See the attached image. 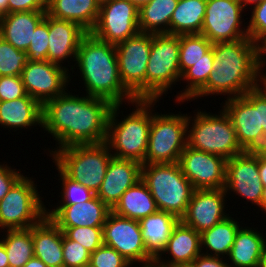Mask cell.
Returning a JSON list of instances; mask_svg holds the SVG:
<instances>
[{
    "mask_svg": "<svg viewBox=\"0 0 266 267\" xmlns=\"http://www.w3.org/2000/svg\"><path fill=\"white\" fill-rule=\"evenodd\" d=\"M260 267H266V244L264 245Z\"/></svg>",
    "mask_w": 266,
    "mask_h": 267,
    "instance_id": "58",
    "label": "cell"
},
{
    "mask_svg": "<svg viewBox=\"0 0 266 267\" xmlns=\"http://www.w3.org/2000/svg\"><path fill=\"white\" fill-rule=\"evenodd\" d=\"M92 267H133L117 250L102 244L91 253Z\"/></svg>",
    "mask_w": 266,
    "mask_h": 267,
    "instance_id": "41",
    "label": "cell"
},
{
    "mask_svg": "<svg viewBox=\"0 0 266 267\" xmlns=\"http://www.w3.org/2000/svg\"><path fill=\"white\" fill-rule=\"evenodd\" d=\"M236 215L237 213L235 218L233 217L234 214L231 213L225 220L200 233L202 254L225 259L228 257L239 228L245 224L244 219L240 221L241 216L237 218Z\"/></svg>",
    "mask_w": 266,
    "mask_h": 267,
    "instance_id": "30",
    "label": "cell"
},
{
    "mask_svg": "<svg viewBox=\"0 0 266 267\" xmlns=\"http://www.w3.org/2000/svg\"><path fill=\"white\" fill-rule=\"evenodd\" d=\"M59 228L68 239L80 243L91 253L104 244L102 227L79 226Z\"/></svg>",
    "mask_w": 266,
    "mask_h": 267,
    "instance_id": "39",
    "label": "cell"
},
{
    "mask_svg": "<svg viewBox=\"0 0 266 267\" xmlns=\"http://www.w3.org/2000/svg\"><path fill=\"white\" fill-rule=\"evenodd\" d=\"M72 92V88L68 89L42 105L41 132L48 133L50 139L55 140V147L50 144L51 150L49 147L43 149L49 157L65 146L106 141L113 104L103 98L85 95L84 91L76 95Z\"/></svg>",
    "mask_w": 266,
    "mask_h": 267,
    "instance_id": "1",
    "label": "cell"
},
{
    "mask_svg": "<svg viewBox=\"0 0 266 267\" xmlns=\"http://www.w3.org/2000/svg\"><path fill=\"white\" fill-rule=\"evenodd\" d=\"M207 1L179 0L170 20V34H200Z\"/></svg>",
    "mask_w": 266,
    "mask_h": 267,
    "instance_id": "33",
    "label": "cell"
},
{
    "mask_svg": "<svg viewBox=\"0 0 266 267\" xmlns=\"http://www.w3.org/2000/svg\"><path fill=\"white\" fill-rule=\"evenodd\" d=\"M164 267H191L190 265H180V266H164Z\"/></svg>",
    "mask_w": 266,
    "mask_h": 267,
    "instance_id": "61",
    "label": "cell"
},
{
    "mask_svg": "<svg viewBox=\"0 0 266 267\" xmlns=\"http://www.w3.org/2000/svg\"><path fill=\"white\" fill-rule=\"evenodd\" d=\"M179 57V35L152 34L146 68V100L164 102L163 96H167L169 90L173 92L181 78Z\"/></svg>",
    "mask_w": 266,
    "mask_h": 267,
    "instance_id": "10",
    "label": "cell"
},
{
    "mask_svg": "<svg viewBox=\"0 0 266 267\" xmlns=\"http://www.w3.org/2000/svg\"><path fill=\"white\" fill-rule=\"evenodd\" d=\"M81 267H92L90 264H86L84 266H81Z\"/></svg>",
    "mask_w": 266,
    "mask_h": 267,
    "instance_id": "62",
    "label": "cell"
},
{
    "mask_svg": "<svg viewBox=\"0 0 266 267\" xmlns=\"http://www.w3.org/2000/svg\"><path fill=\"white\" fill-rule=\"evenodd\" d=\"M0 267H9L7 252L1 240H0Z\"/></svg>",
    "mask_w": 266,
    "mask_h": 267,
    "instance_id": "51",
    "label": "cell"
},
{
    "mask_svg": "<svg viewBox=\"0 0 266 267\" xmlns=\"http://www.w3.org/2000/svg\"><path fill=\"white\" fill-rule=\"evenodd\" d=\"M26 94L21 76L0 77V102L15 100Z\"/></svg>",
    "mask_w": 266,
    "mask_h": 267,
    "instance_id": "44",
    "label": "cell"
},
{
    "mask_svg": "<svg viewBox=\"0 0 266 267\" xmlns=\"http://www.w3.org/2000/svg\"><path fill=\"white\" fill-rule=\"evenodd\" d=\"M219 104L229 115L242 149L256 136L266 133V97L257 88Z\"/></svg>",
    "mask_w": 266,
    "mask_h": 267,
    "instance_id": "12",
    "label": "cell"
},
{
    "mask_svg": "<svg viewBox=\"0 0 266 267\" xmlns=\"http://www.w3.org/2000/svg\"><path fill=\"white\" fill-rule=\"evenodd\" d=\"M46 207V215L58 227H103L112 211L97 195L86 202Z\"/></svg>",
    "mask_w": 266,
    "mask_h": 267,
    "instance_id": "21",
    "label": "cell"
},
{
    "mask_svg": "<svg viewBox=\"0 0 266 267\" xmlns=\"http://www.w3.org/2000/svg\"><path fill=\"white\" fill-rule=\"evenodd\" d=\"M48 33V61L72 71L80 42L88 32L78 23L48 15Z\"/></svg>",
    "mask_w": 266,
    "mask_h": 267,
    "instance_id": "20",
    "label": "cell"
},
{
    "mask_svg": "<svg viewBox=\"0 0 266 267\" xmlns=\"http://www.w3.org/2000/svg\"><path fill=\"white\" fill-rule=\"evenodd\" d=\"M23 267H47L39 258H31Z\"/></svg>",
    "mask_w": 266,
    "mask_h": 267,
    "instance_id": "53",
    "label": "cell"
},
{
    "mask_svg": "<svg viewBox=\"0 0 266 267\" xmlns=\"http://www.w3.org/2000/svg\"><path fill=\"white\" fill-rule=\"evenodd\" d=\"M179 221L174 214L159 210L139 221L144 246L154 259L164 250Z\"/></svg>",
    "mask_w": 266,
    "mask_h": 267,
    "instance_id": "29",
    "label": "cell"
},
{
    "mask_svg": "<svg viewBox=\"0 0 266 267\" xmlns=\"http://www.w3.org/2000/svg\"><path fill=\"white\" fill-rule=\"evenodd\" d=\"M9 132L42 130V105L26 94L24 97L0 102V128ZM23 129V130H22ZM21 130V131H20Z\"/></svg>",
    "mask_w": 266,
    "mask_h": 267,
    "instance_id": "24",
    "label": "cell"
},
{
    "mask_svg": "<svg viewBox=\"0 0 266 267\" xmlns=\"http://www.w3.org/2000/svg\"><path fill=\"white\" fill-rule=\"evenodd\" d=\"M28 62L25 51H20L0 36V77L20 76Z\"/></svg>",
    "mask_w": 266,
    "mask_h": 267,
    "instance_id": "38",
    "label": "cell"
},
{
    "mask_svg": "<svg viewBox=\"0 0 266 267\" xmlns=\"http://www.w3.org/2000/svg\"><path fill=\"white\" fill-rule=\"evenodd\" d=\"M46 11L12 12L0 18V36L20 51H27L36 26Z\"/></svg>",
    "mask_w": 266,
    "mask_h": 267,
    "instance_id": "27",
    "label": "cell"
},
{
    "mask_svg": "<svg viewBox=\"0 0 266 267\" xmlns=\"http://www.w3.org/2000/svg\"><path fill=\"white\" fill-rule=\"evenodd\" d=\"M141 180L151 192L159 211L172 213L179 219L185 215L195 189L178 162L142 164Z\"/></svg>",
    "mask_w": 266,
    "mask_h": 267,
    "instance_id": "6",
    "label": "cell"
},
{
    "mask_svg": "<svg viewBox=\"0 0 266 267\" xmlns=\"http://www.w3.org/2000/svg\"><path fill=\"white\" fill-rule=\"evenodd\" d=\"M213 53V71L206 85L190 103L209 95H223L225 99L243 96L247 91L256 88L259 72L255 66L254 43L250 38L214 43Z\"/></svg>",
    "mask_w": 266,
    "mask_h": 267,
    "instance_id": "3",
    "label": "cell"
},
{
    "mask_svg": "<svg viewBox=\"0 0 266 267\" xmlns=\"http://www.w3.org/2000/svg\"><path fill=\"white\" fill-rule=\"evenodd\" d=\"M243 153L252 156H266V133L256 136L244 149Z\"/></svg>",
    "mask_w": 266,
    "mask_h": 267,
    "instance_id": "48",
    "label": "cell"
},
{
    "mask_svg": "<svg viewBox=\"0 0 266 267\" xmlns=\"http://www.w3.org/2000/svg\"><path fill=\"white\" fill-rule=\"evenodd\" d=\"M112 211L119 216L140 221L156 213L158 208L151 192L140 179L122 194Z\"/></svg>",
    "mask_w": 266,
    "mask_h": 267,
    "instance_id": "31",
    "label": "cell"
},
{
    "mask_svg": "<svg viewBox=\"0 0 266 267\" xmlns=\"http://www.w3.org/2000/svg\"><path fill=\"white\" fill-rule=\"evenodd\" d=\"M141 179V164L112 157L96 195L112 210L122 194Z\"/></svg>",
    "mask_w": 266,
    "mask_h": 267,
    "instance_id": "22",
    "label": "cell"
},
{
    "mask_svg": "<svg viewBox=\"0 0 266 267\" xmlns=\"http://www.w3.org/2000/svg\"><path fill=\"white\" fill-rule=\"evenodd\" d=\"M258 169L260 180L266 186V156H258Z\"/></svg>",
    "mask_w": 266,
    "mask_h": 267,
    "instance_id": "50",
    "label": "cell"
},
{
    "mask_svg": "<svg viewBox=\"0 0 266 267\" xmlns=\"http://www.w3.org/2000/svg\"><path fill=\"white\" fill-rule=\"evenodd\" d=\"M220 108L215 114L202 107L196 108L193 115L188 112L187 146L227 160L243 153V149L237 141L229 115Z\"/></svg>",
    "mask_w": 266,
    "mask_h": 267,
    "instance_id": "5",
    "label": "cell"
},
{
    "mask_svg": "<svg viewBox=\"0 0 266 267\" xmlns=\"http://www.w3.org/2000/svg\"><path fill=\"white\" fill-rule=\"evenodd\" d=\"M245 12L238 0H209L200 34L212 44L249 38Z\"/></svg>",
    "mask_w": 266,
    "mask_h": 267,
    "instance_id": "13",
    "label": "cell"
},
{
    "mask_svg": "<svg viewBox=\"0 0 266 267\" xmlns=\"http://www.w3.org/2000/svg\"><path fill=\"white\" fill-rule=\"evenodd\" d=\"M261 213H263L262 215H264V216L266 215V186H263V189H262V195H261Z\"/></svg>",
    "mask_w": 266,
    "mask_h": 267,
    "instance_id": "54",
    "label": "cell"
},
{
    "mask_svg": "<svg viewBox=\"0 0 266 267\" xmlns=\"http://www.w3.org/2000/svg\"><path fill=\"white\" fill-rule=\"evenodd\" d=\"M159 101L152 100V123L145 164L177 163L187 146V113H159L156 110L160 106L157 105L161 103Z\"/></svg>",
    "mask_w": 266,
    "mask_h": 267,
    "instance_id": "8",
    "label": "cell"
},
{
    "mask_svg": "<svg viewBox=\"0 0 266 267\" xmlns=\"http://www.w3.org/2000/svg\"><path fill=\"white\" fill-rule=\"evenodd\" d=\"M11 165L5 160L0 162V200L4 198L11 187L24 175L19 168L17 169L14 165Z\"/></svg>",
    "mask_w": 266,
    "mask_h": 267,
    "instance_id": "45",
    "label": "cell"
},
{
    "mask_svg": "<svg viewBox=\"0 0 266 267\" xmlns=\"http://www.w3.org/2000/svg\"><path fill=\"white\" fill-rule=\"evenodd\" d=\"M71 72L70 80L75 77L73 81H76V76L81 77V91L84 90L85 95L106 99L113 105L130 106L131 110V102L136 99L120 80L114 44L104 42L88 32L80 42Z\"/></svg>",
    "mask_w": 266,
    "mask_h": 267,
    "instance_id": "2",
    "label": "cell"
},
{
    "mask_svg": "<svg viewBox=\"0 0 266 267\" xmlns=\"http://www.w3.org/2000/svg\"><path fill=\"white\" fill-rule=\"evenodd\" d=\"M102 229L104 244L117 250L132 266L154 262L144 246L139 221L111 211Z\"/></svg>",
    "mask_w": 266,
    "mask_h": 267,
    "instance_id": "15",
    "label": "cell"
},
{
    "mask_svg": "<svg viewBox=\"0 0 266 267\" xmlns=\"http://www.w3.org/2000/svg\"><path fill=\"white\" fill-rule=\"evenodd\" d=\"M54 167L56 166L57 172L56 178L52 177V179L58 180L60 183L59 189V196L60 200L58 199V203L56 205H73L80 202H86L92 199L96 194L83 186L81 183L72 180L69 178L55 163L53 164ZM58 177V179H57Z\"/></svg>",
    "mask_w": 266,
    "mask_h": 267,
    "instance_id": "37",
    "label": "cell"
},
{
    "mask_svg": "<svg viewBox=\"0 0 266 267\" xmlns=\"http://www.w3.org/2000/svg\"><path fill=\"white\" fill-rule=\"evenodd\" d=\"M99 0H47L46 14L52 18L78 23L90 32L98 19Z\"/></svg>",
    "mask_w": 266,
    "mask_h": 267,
    "instance_id": "28",
    "label": "cell"
},
{
    "mask_svg": "<svg viewBox=\"0 0 266 267\" xmlns=\"http://www.w3.org/2000/svg\"><path fill=\"white\" fill-rule=\"evenodd\" d=\"M212 43L202 34L179 35V65L181 75L212 48Z\"/></svg>",
    "mask_w": 266,
    "mask_h": 267,
    "instance_id": "36",
    "label": "cell"
},
{
    "mask_svg": "<svg viewBox=\"0 0 266 267\" xmlns=\"http://www.w3.org/2000/svg\"><path fill=\"white\" fill-rule=\"evenodd\" d=\"M265 69H266V65L258 73V84H264V85H266V70Z\"/></svg>",
    "mask_w": 266,
    "mask_h": 267,
    "instance_id": "56",
    "label": "cell"
},
{
    "mask_svg": "<svg viewBox=\"0 0 266 267\" xmlns=\"http://www.w3.org/2000/svg\"><path fill=\"white\" fill-rule=\"evenodd\" d=\"M255 66L257 71L266 65V34L258 36L254 41Z\"/></svg>",
    "mask_w": 266,
    "mask_h": 267,
    "instance_id": "47",
    "label": "cell"
},
{
    "mask_svg": "<svg viewBox=\"0 0 266 267\" xmlns=\"http://www.w3.org/2000/svg\"><path fill=\"white\" fill-rule=\"evenodd\" d=\"M32 238L34 257L47 267H64L63 232L47 215L32 226Z\"/></svg>",
    "mask_w": 266,
    "mask_h": 267,
    "instance_id": "26",
    "label": "cell"
},
{
    "mask_svg": "<svg viewBox=\"0 0 266 267\" xmlns=\"http://www.w3.org/2000/svg\"><path fill=\"white\" fill-rule=\"evenodd\" d=\"M8 14V0H0V18Z\"/></svg>",
    "mask_w": 266,
    "mask_h": 267,
    "instance_id": "55",
    "label": "cell"
},
{
    "mask_svg": "<svg viewBox=\"0 0 266 267\" xmlns=\"http://www.w3.org/2000/svg\"><path fill=\"white\" fill-rule=\"evenodd\" d=\"M0 240L7 252L9 267H23L34 257L32 227L1 231Z\"/></svg>",
    "mask_w": 266,
    "mask_h": 267,
    "instance_id": "35",
    "label": "cell"
},
{
    "mask_svg": "<svg viewBox=\"0 0 266 267\" xmlns=\"http://www.w3.org/2000/svg\"><path fill=\"white\" fill-rule=\"evenodd\" d=\"M139 32V9L129 0L101 2L98 19L90 31L94 37L114 45Z\"/></svg>",
    "mask_w": 266,
    "mask_h": 267,
    "instance_id": "14",
    "label": "cell"
},
{
    "mask_svg": "<svg viewBox=\"0 0 266 267\" xmlns=\"http://www.w3.org/2000/svg\"><path fill=\"white\" fill-rule=\"evenodd\" d=\"M131 3H133L138 9H140L142 6L148 4L152 0H129Z\"/></svg>",
    "mask_w": 266,
    "mask_h": 267,
    "instance_id": "57",
    "label": "cell"
},
{
    "mask_svg": "<svg viewBox=\"0 0 266 267\" xmlns=\"http://www.w3.org/2000/svg\"><path fill=\"white\" fill-rule=\"evenodd\" d=\"M239 3L241 4L242 8L245 11H248V9H251L252 7L258 5L260 2L263 0H238ZM250 6V7H249ZM247 9V10H246Z\"/></svg>",
    "mask_w": 266,
    "mask_h": 267,
    "instance_id": "52",
    "label": "cell"
},
{
    "mask_svg": "<svg viewBox=\"0 0 266 267\" xmlns=\"http://www.w3.org/2000/svg\"><path fill=\"white\" fill-rule=\"evenodd\" d=\"M244 225L239 228L226 260L229 267H260L266 231L253 227L254 222L251 227Z\"/></svg>",
    "mask_w": 266,
    "mask_h": 267,
    "instance_id": "25",
    "label": "cell"
},
{
    "mask_svg": "<svg viewBox=\"0 0 266 267\" xmlns=\"http://www.w3.org/2000/svg\"><path fill=\"white\" fill-rule=\"evenodd\" d=\"M227 199L225 189L194 190L187 211L180 220L202 233L235 213L228 210Z\"/></svg>",
    "mask_w": 266,
    "mask_h": 267,
    "instance_id": "19",
    "label": "cell"
},
{
    "mask_svg": "<svg viewBox=\"0 0 266 267\" xmlns=\"http://www.w3.org/2000/svg\"><path fill=\"white\" fill-rule=\"evenodd\" d=\"M213 63H214V53H213V45L212 48L200 59L196 64L192 67L188 68L180 78V86L181 81L184 87L182 86V90L177 91L174 95L173 99L178 106L185 102L189 103L190 101L207 83L208 77L210 73L213 71ZM186 85V86H185Z\"/></svg>",
    "mask_w": 266,
    "mask_h": 267,
    "instance_id": "34",
    "label": "cell"
},
{
    "mask_svg": "<svg viewBox=\"0 0 266 267\" xmlns=\"http://www.w3.org/2000/svg\"><path fill=\"white\" fill-rule=\"evenodd\" d=\"M256 88L266 97V85L257 84Z\"/></svg>",
    "mask_w": 266,
    "mask_h": 267,
    "instance_id": "60",
    "label": "cell"
},
{
    "mask_svg": "<svg viewBox=\"0 0 266 267\" xmlns=\"http://www.w3.org/2000/svg\"><path fill=\"white\" fill-rule=\"evenodd\" d=\"M152 46V34L139 32L115 45L119 76L135 99H146V68Z\"/></svg>",
    "mask_w": 266,
    "mask_h": 267,
    "instance_id": "11",
    "label": "cell"
},
{
    "mask_svg": "<svg viewBox=\"0 0 266 267\" xmlns=\"http://www.w3.org/2000/svg\"><path fill=\"white\" fill-rule=\"evenodd\" d=\"M62 248L64 267H81L90 263L91 252L64 234Z\"/></svg>",
    "mask_w": 266,
    "mask_h": 267,
    "instance_id": "42",
    "label": "cell"
},
{
    "mask_svg": "<svg viewBox=\"0 0 266 267\" xmlns=\"http://www.w3.org/2000/svg\"><path fill=\"white\" fill-rule=\"evenodd\" d=\"M50 157L51 161L69 178L96 194L104 180L113 154L108 145L103 142L65 146L57 149Z\"/></svg>",
    "mask_w": 266,
    "mask_h": 267,
    "instance_id": "7",
    "label": "cell"
},
{
    "mask_svg": "<svg viewBox=\"0 0 266 267\" xmlns=\"http://www.w3.org/2000/svg\"><path fill=\"white\" fill-rule=\"evenodd\" d=\"M46 10L47 0H8V13Z\"/></svg>",
    "mask_w": 266,
    "mask_h": 267,
    "instance_id": "46",
    "label": "cell"
},
{
    "mask_svg": "<svg viewBox=\"0 0 266 267\" xmlns=\"http://www.w3.org/2000/svg\"><path fill=\"white\" fill-rule=\"evenodd\" d=\"M133 267H164V266H161L154 261V262L149 263V264H143V265H139V266L137 265V266H133Z\"/></svg>",
    "mask_w": 266,
    "mask_h": 267,
    "instance_id": "59",
    "label": "cell"
},
{
    "mask_svg": "<svg viewBox=\"0 0 266 267\" xmlns=\"http://www.w3.org/2000/svg\"><path fill=\"white\" fill-rule=\"evenodd\" d=\"M226 161L223 157L186 146L178 164L195 190L224 189Z\"/></svg>",
    "mask_w": 266,
    "mask_h": 267,
    "instance_id": "18",
    "label": "cell"
},
{
    "mask_svg": "<svg viewBox=\"0 0 266 267\" xmlns=\"http://www.w3.org/2000/svg\"><path fill=\"white\" fill-rule=\"evenodd\" d=\"M48 15L36 26L26 53L28 61H48Z\"/></svg>",
    "mask_w": 266,
    "mask_h": 267,
    "instance_id": "40",
    "label": "cell"
},
{
    "mask_svg": "<svg viewBox=\"0 0 266 267\" xmlns=\"http://www.w3.org/2000/svg\"><path fill=\"white\" fill-rule=\"evenodd\" d=\"M191 267H229L227 260L222 257L200 254L191 264Z\"/></svg>",
    "mask_w": 266,
    "mask_h": 267,
    "instance_id": "49",
    "label": "cell"
},
{
    "mask_svg": "<svg viewBox=\"0 0 266 267\" xmlns=\"http://www.w3.org/2000/svg\"><path fill=\"white\" fill-rule=\"evenodd\" d=\"M200 254L201 234L180 220L164 250L154 261L161 266L190 265Z\"/></svg>",
    "mask_w": 266,
    "mask_h": 267,
    "instance_id": "23",
    "label": "cell"
},
{
    "mask_svg": "<svg viewBox=\"0 0 266 267\" xmlns=\"http://www.w3.org/2000/svg\"><path fill=\"white\" fill-rule=\"evenodd\" d=\"M224 189L228 200L238 196L236 200L242 198L246 205L250 202L256 207H252L253 210H258L256 214H259L263 184L259 175L258 157L241 153L227 159Z\"/></svg>",
    "mask_w": 266,
    "mask_h": 267,
    "instance_id": "16",
    "label": "cell"
},
{
    "mask_svg": "<svg viewBox=\"0 0 266 267\" xmlns=\"http://www.w3.org/2000/svg\"><path fill=\"white\" fill-rule=\"evenodd\" d=\"M247 17L248 37L254 41L258 36L266 34V0L249 9ZM249 19V20H248Z\"/></svg>",
    "mask_w": 266,
    "mask_h": 267,
    "instance_id": "43",
    "label": "cell"
},
{
    "mask_svg": "<svg viewBox=\"0 0 266 267\" xmlns=\"http://www.w3.org/2000/svg\"><path fill=\"white\" fill-rule=\"evenodd\" d=\"M70 74L66 68L45 60L28 61L20 76L26 93L43 105L68 90Z\"/></svg>",
    "mask_w": 266,
    "mask_h": 267,
    "instance_id": "17",
    "label": "cell"
},
{
    "mask_svg": "<svg viewBox=\"0 0 266 267\" xmlns=\"http://www.w3.org/2000/svg\"><path fill=\"white\" fill-rule=\"evenodd\" d=\"M179 0H152L139 9L142 33L170 34V20Z\"/></svg>",
    "mask_w": 266,
    "mask_h": 267,
    "instance_id": "32",
    "label": "cell"
},
{
    "mask_svg": "<svg viewBox=\"0 0 266 267\" xmlns=\"http://www.w3.org/2000/svg\"><path fill=\"white\" fill-rule=\"evenodd\" d=\"M29 175L24 173L0 200V232L30 228L46 216V197L43 190L38 191L36 178Z\"/></svg>",
    "mask_w": 266,
    "mask_h": 267,
    "instance_id": "9",
    "label": "cell"
},
{
    "mask_svg": "<svg viewBox=\"0 0 266 267\" xmlns=\"http://www.w3.org/2000/svg\"><path fill=\"white\" fill-rule=\"evenodd\" d=\"M131 105L134 108L128 115L123 114L124 109L121 107H125L124 105H113L108 119L105 143L113 157L137 161L142 165L145 164L152 123V100L136 99Z\"/></svg>",
    "mask_w": 266,
    "mask_h": 267,
    "instance_id": "4",
    "label": "cell"
}]
</instances>
